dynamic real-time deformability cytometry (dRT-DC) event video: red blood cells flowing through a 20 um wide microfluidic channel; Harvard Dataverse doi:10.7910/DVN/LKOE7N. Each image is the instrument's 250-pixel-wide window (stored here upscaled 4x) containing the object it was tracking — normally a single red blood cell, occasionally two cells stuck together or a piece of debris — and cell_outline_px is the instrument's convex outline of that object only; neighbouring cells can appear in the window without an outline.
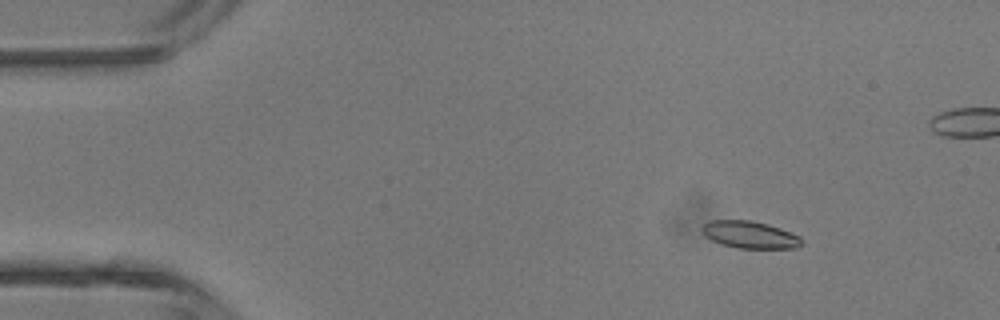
{"species": "common noctule bat (a hibernating species)", "species_latin": "Nyctalus noctula", "temperature_condition": "room temperature", "stored_images_in_passage": 47, "camera_frame_rate_fps": 3000, "um_per_image_px": 0.085, "animal": {"sex": "male", "body_mass_g": 13.3}, "frame": {"image": 1, "passage_image": 6, "time_ms": 1.667, "image_size_px": [1000, 320], "cell_outline_px": [[804, 244], [796, 248], [736, 248], [720, 244], [704, 236], [700, 228], [708, 220], [752, 220], [768, 224], [792, 232], [800, 236]], "centroid_in_image_um": [63.73, 19.95], "position_along_channel_um": 21.3, "area_um2": 16.07}}
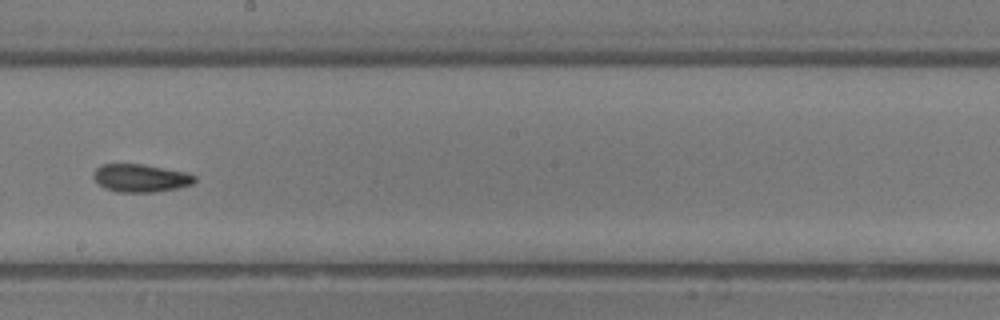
{"frame": {"image": 2, "passage_image": 26, "time_ms": 8.333, "image_size_px": [1000, 320], "cell_outline_px": [[196, 180], [192, 184], [176, 188], [156, 192], [116, 192], [104, 188], [92, 176], [92, 172], [100, 164], [140, 164], [188, 172], [196, 176]], "centroid_in_image_um": [11.94, 15.13], "position_along_channel_um": 236.3, "area_um2": 16.53}}
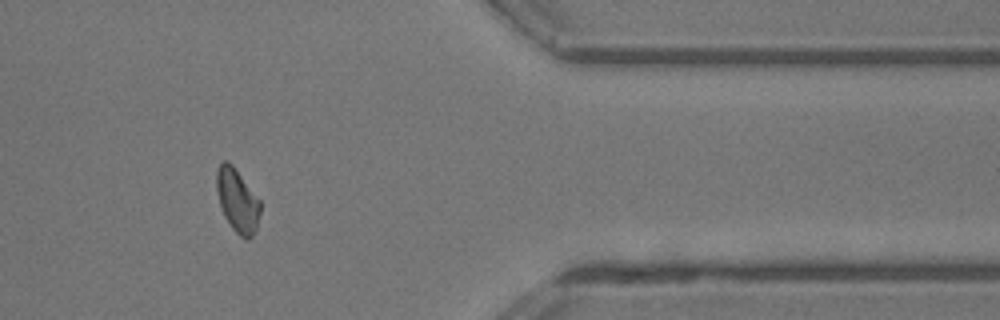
{"frame": {"image": 3, "passage_image": 38, "time_ms": 12.333, "image_size_px": [1000, 320], "cell_outline_px": [[260, 212], [256, 228], [252, 236], [248, 240], [244, 240], [232, 228], [224, 216], [216, 192], [216, 172], [220, 164], [224, 160], [228, 160], [232, 164], [260, 200]], "centroid_in_image_um": [20.16, 17.04], "position_along_channel_um": 391.2, "area_um2": 16.13}, "authors_computed_cell_mechanics": {"area_um2": 16.2418, "velocity_mm_per_s": 4.4916, "shape_relaxation_time_tau1_ms": 5.0659, "shape_relaxation_time_tau2_ms": 3.8443, "deformation_change_tau1": 0.1398, "deformation_change_tau2": 0.1101}}